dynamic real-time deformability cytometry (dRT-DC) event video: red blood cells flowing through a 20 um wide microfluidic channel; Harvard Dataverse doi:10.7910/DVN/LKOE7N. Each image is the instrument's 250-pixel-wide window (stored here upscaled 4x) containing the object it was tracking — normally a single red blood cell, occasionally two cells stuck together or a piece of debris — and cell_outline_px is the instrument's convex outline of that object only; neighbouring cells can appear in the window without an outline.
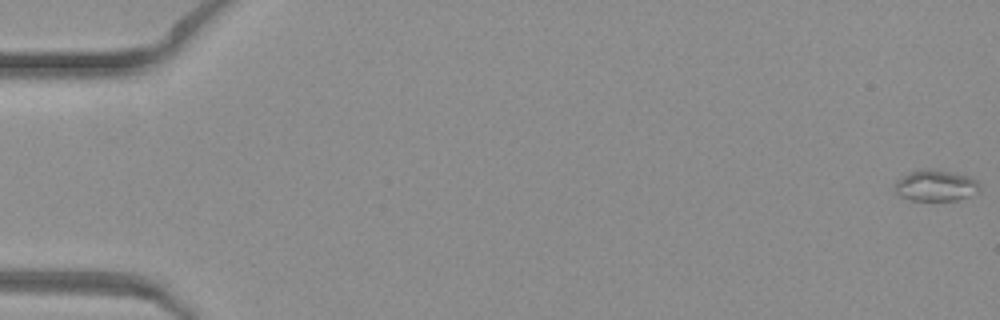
{"species": "common noctule bat (a hibernating species)", "species_latin": "Nyctalus noctula", "temperature_condition": "warm", "stored_images_in_passage": 45, "camera_frame_rate_fps": 3000, "um_per_image_px": 0.085, "animal": {"sex": "female", "body_mass_g": 19.3, "forearm_length_mm": 54.1}, "frame": {"image": 1, "passage_image": 1, "time_ms": 0.0, "image_size_px": [1000, 320], "cell_outline_px": [[980, 188], [968, 196], [956, 200], [912, 200], [900, 196], [892, 188], [896, 180], [908, 172], [924, 168], [928, 168], [960, 172], [976, 180], [980, 184]], "centroid_in_image_um": [79.49, 15.74], "position_along_channel_um": 5.5, "area_um2": 15.66}}
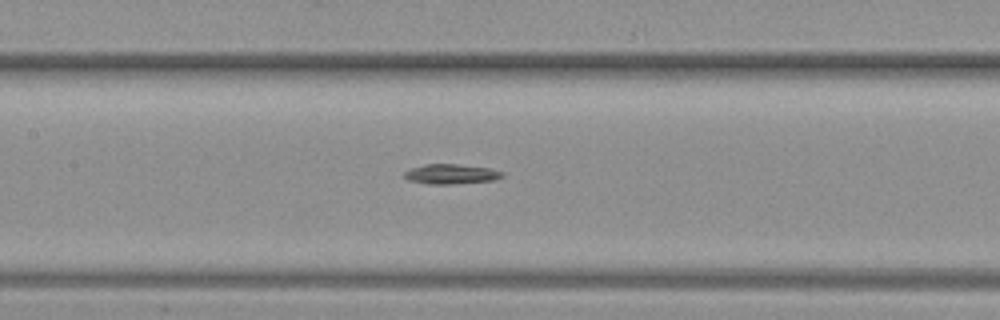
{"frame": {"image": 2, "passage_image": 24, "time_ms": 7.667, "image_size_px": [1000, 320], "cell_outline_px": [[504, 176], [496, 180], [452, 184], [428, 184], [408, 180], [404, 176], [404, 172], [412, 168], [424, 164], [456, 164], [488, 168], [504, 172]], "centroid_in_image_um": [38.35, 14.8], "position_along_channel_um": 169.0, "area_um2": 11.33}}
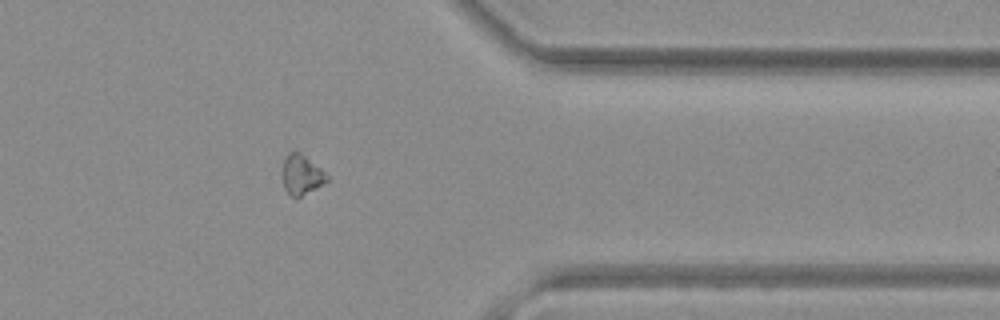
{"frame": {"image": 3, "passage_image": 40, "time_ms": 13.0, "image_size_px": [1000, 320], "cell_outline_px": [[328, 180], [316, 188], [300, 196], [292, 196], [284, 188], [280, 172], [284, 156], [288, 152], [300, 152], [320, 168], [328, 176]], "centroid_in_image_um": [25.56, 14.82], "position_along_channel_um": 385.8, "area_um2": 10.35}}